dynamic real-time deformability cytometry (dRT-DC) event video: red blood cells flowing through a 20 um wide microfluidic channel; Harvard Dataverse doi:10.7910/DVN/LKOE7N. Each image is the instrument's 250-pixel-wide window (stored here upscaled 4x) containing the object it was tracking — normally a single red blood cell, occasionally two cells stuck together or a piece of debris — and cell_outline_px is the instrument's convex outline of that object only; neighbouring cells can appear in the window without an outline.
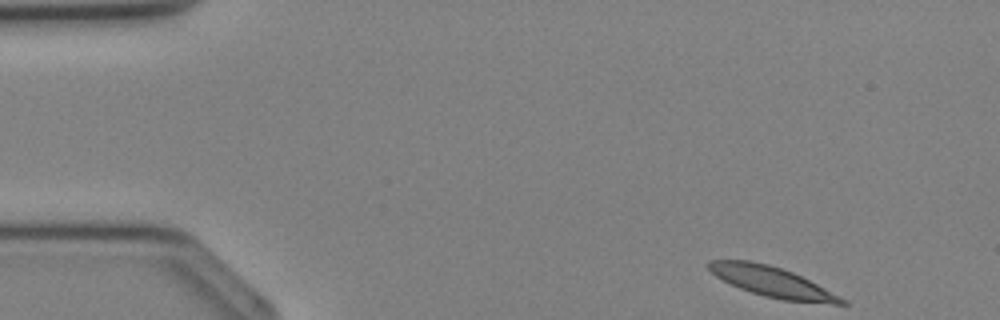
{"species": "Egyptian fruit bat (a non-hibernating species)", "species_latin": "Rousettus aegyptiacus", "temperature_condition": "cold", "stored_images_in_passage": 11, "camera_frame_rate_fps": 3000, "um_per_image_px": 0.085, "animal": {"sex": "female"}, "frame": {"image": 1, "passage_image": 1, "time_ms": 0.0, "image_size_px": [1000, 320], "cell_outline_px": [[848, 304], [832, 304], [784, 300], [764, 296], [740, 288], [716, 276], [704, 264], [708, 260], [752, 260], [768, 264], [792, 272], [848, 300]], "centroid_in_image_um": [65.61, 23.95], "position_along_channel_um": 19.4, "area_um2": 23.18}}
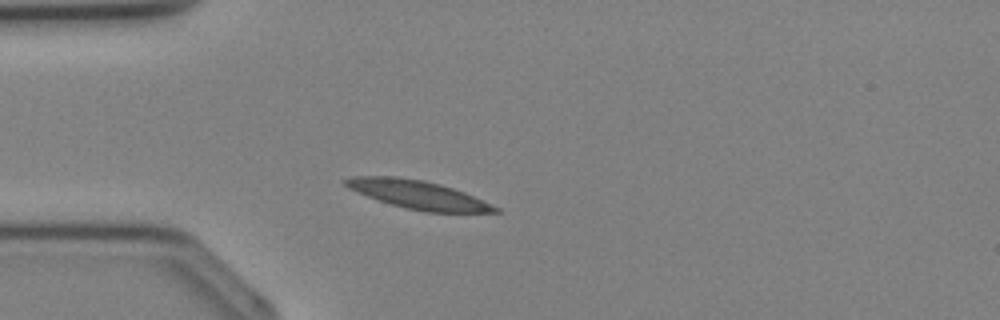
{"frame": {"image": 2, "passage_image": 7, "time_ms": 2.0, "image_size_px": [1000, 320], "cell_outline_px": [[500, 212], [424, 212], [392, 204], [368, 196], [348, 188], [340, 180], [352, 176], [396, 176], [424, 180], [440, 184], [464, 192], [500, 208]], "centroid_in_image_um": [35.51, 16.53], "position_along_channel_um": 49.5, "area_um2": 24.51}}
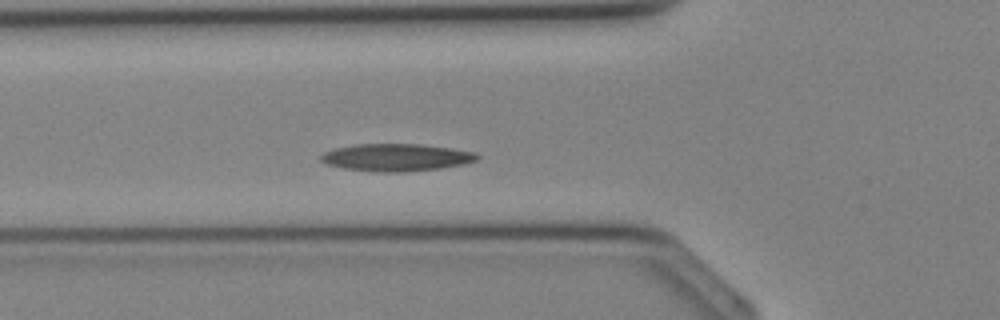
{"frame": {"image": 3, "passage_image": 10, "time_ms": 3.0, "image_size_px": [1000, 320], "cell_outline_px": [[480, 156], [476, 160], [464, 164], [440, 168], [404, 172], [384, 172], [344, 168], [328, 164], [320, 160], [320, 156], [324, 152], [336, 148], [356, 144], [420, 144], [476, 152]], "centroid_in_image_um": [33.7, 13.38], "position_along_channel_um": 92.1, "area_um2": 24.68}}